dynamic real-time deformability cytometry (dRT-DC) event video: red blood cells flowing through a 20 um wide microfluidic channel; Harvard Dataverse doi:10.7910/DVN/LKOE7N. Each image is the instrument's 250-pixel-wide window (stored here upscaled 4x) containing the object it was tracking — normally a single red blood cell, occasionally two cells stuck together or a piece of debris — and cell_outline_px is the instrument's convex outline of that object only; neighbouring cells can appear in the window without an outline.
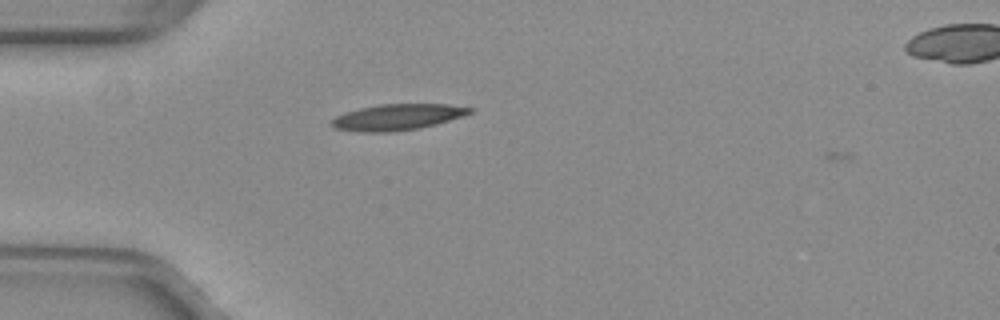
{"species": "common noctule bat (a hibernating species)", "species_latin": "Nyctalus noctula", "temperature_condition": "warm", "stored_images_in_passage": 34, "camera_frame_rate_fps": 3000, "um_per_image_px": 0.085, "animal": {"sex": "female", "body_mass_g": 29.2, "forearm_length_mm": 56.3}, "frame": {"image": 1, "passage_image": 7, "time_ms": 2.0, "image_size_px": [1000, 320], "cell_outline_px": [[476, 108], [472, 112], [464, 116], [436, 124], [420, 128], [396, 132], [360, 132], [336, 128], [328, 120], [344, 112], [360, 108], [380, 104], [448, 104]], "centroid_in_image_um": [33.8, 9.95], "position_along_channel_um": 51.2, "area_um2": 21.21}}
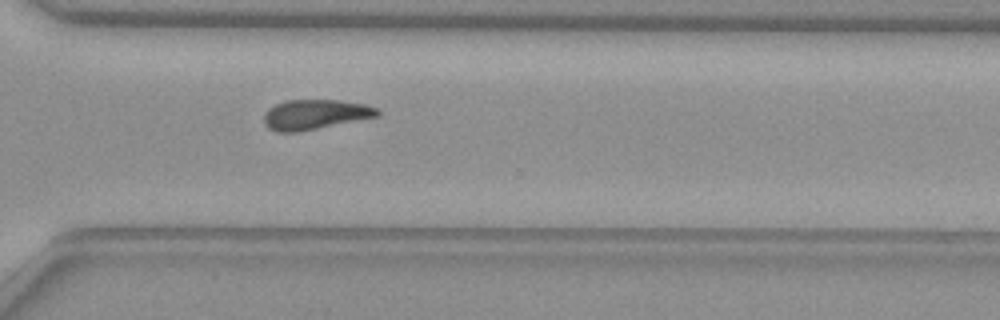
{"frame": {"image": 2, "passage_image": 30, "time_ms": 9.667, "image_size_px": [1000, 320], "cell_outline_px": [[380, 116], [300, 132], [276, 132], [268, 128], [264, 124], [264, 112], [268, 108], [284, 100], [340, 100], [364, 104], [376, 108], [380, 112]], "centroid_in_image_um": [26.76, 9.74], "position_along_channel_um": 343.8, "area_um2": 20.0}}
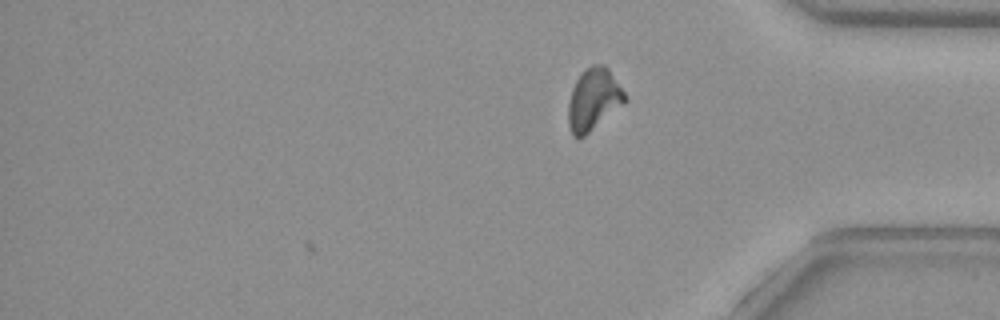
{"frame": {"image": 3, "passage_image": 34, "time_ms": 11.0, "image_size_px": [1000, 320], "cell_outline_px": [[628, 100], [624, 104], [584, 136], [572, 136], [568, 124], [568, 104], [572, 88], [576, 80], [584, 68], [592, 64], [604, 64], [608, 68], [628, 96]], "centroid_in_image_um": [50.47, 8.42], "position_along_channel_um": 384.7, "area_um2": 20.58}, "authors_computed_cell_mechanics": {"area_um2": 20.2011, "velocity_mm_per_s": 3.9833, "shape_relaxation_time_tau1_ms": 10.8191, "shape_relaxation_time_tau2_ms": null, "deformation_change_tau1": 0.2372, "deformation_change_tau2": null}}